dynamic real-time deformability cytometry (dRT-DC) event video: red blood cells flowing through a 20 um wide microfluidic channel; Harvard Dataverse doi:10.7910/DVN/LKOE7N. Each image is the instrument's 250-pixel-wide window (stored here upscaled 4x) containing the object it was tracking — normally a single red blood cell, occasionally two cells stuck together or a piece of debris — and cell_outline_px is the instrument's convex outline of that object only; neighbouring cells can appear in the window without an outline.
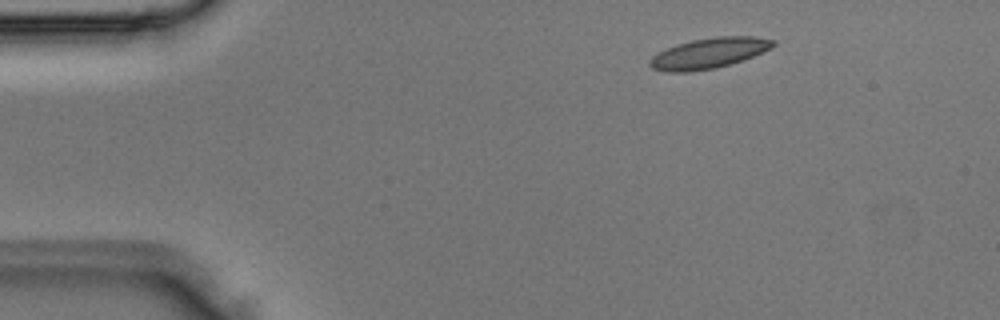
{"species": "Egyptian fruit bat (a non-hibernating species)", "species_latin": "Rousettus aegyptiacus", "temperature_condition": "room temperature", "stored_images_in_passage": 3, "segment_of_instrument_passage": [2, 2], "camera_frame_rate_fps": 3000, "um_per_image_px": 0.085, "animal": {"sex": "male"}, "frame": {"image": 1, "passage_image": 3, "time_ms": 0.667, "image_size_px": [1000, 320], "cell_outline_px": [[776, 44], [772, 48], [744, 60], [716, 68], [688, 72], [668, 72], [652, 68], [648, 64], [648, 60], [652, 56], [676, 44], [692, 40], [716, 36], [756, 36], [776, 40]], "centroid_in_image_um": [60.29, 4.51], "position_along_channel_um": 24.7, "area_um2": 22.08}}